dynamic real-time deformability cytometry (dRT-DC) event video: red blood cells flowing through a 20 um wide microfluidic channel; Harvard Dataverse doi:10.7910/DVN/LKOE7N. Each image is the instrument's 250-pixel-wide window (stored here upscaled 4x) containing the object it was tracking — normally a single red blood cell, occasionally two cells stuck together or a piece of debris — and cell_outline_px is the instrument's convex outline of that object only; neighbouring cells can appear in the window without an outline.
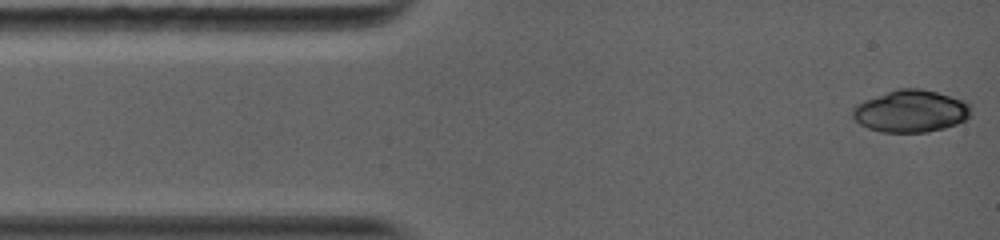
{"species": "common noctule bat (a hibernating species)", "species_latin": "Nyctalus noctula", "temperature_condition": "warm", "stored_images_in_passage": 9, "camera_frame_rate_fps": 5000, "um_per_image_px": 0.085, "animal": {"sex": "female", "body_mass_g": 19.0, "forearm_length_mm": 56.7}, "frame": {"image": 1, "passage_image": 1, "time_ms": 0.0, "image_size_px": [1000, 240], "cell_outline_px": [[972, 108], [968, 116], [964, 120], [956, 124], [944, 128], [928, 132], [880, 132], [868, 128], [860, 124], [852, 116], [852, 108], [856, 104], [864, 100], [900, 88], [920, 88], [936, 92], [972, 104]], "centroid_in_image_um": [77.4, 9.46], "position_along_channel_um": 7.6, "area_um2": 28.9}}
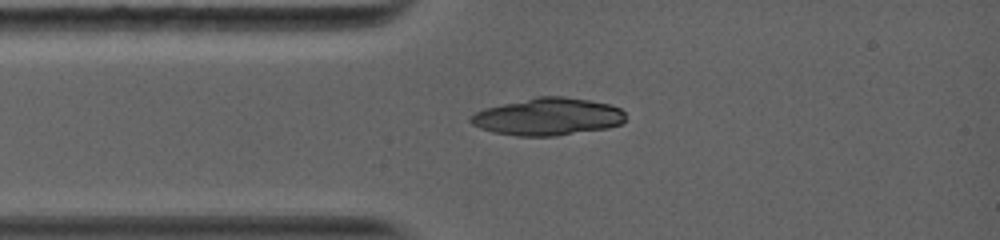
{"frame": {"image": 2, "passage_image": 8, "time_ms": 2.4, "image_size_px": [1000, 240], "cell_outline_px": [[624, 120], [620, 124], [608, 128], [556, 136], [516, 136], [492, 132], [480, 128], [472, 124], [468, 120], [476, 112], [484, 108], [536, 96], [560, 96], [588, 100], [608, 104], [620, 108], [624, 112]], "centroid_in_image_um": [46.54, 9.92], "position_along_channel_um": 38.5, "area_um2": 33.7}}